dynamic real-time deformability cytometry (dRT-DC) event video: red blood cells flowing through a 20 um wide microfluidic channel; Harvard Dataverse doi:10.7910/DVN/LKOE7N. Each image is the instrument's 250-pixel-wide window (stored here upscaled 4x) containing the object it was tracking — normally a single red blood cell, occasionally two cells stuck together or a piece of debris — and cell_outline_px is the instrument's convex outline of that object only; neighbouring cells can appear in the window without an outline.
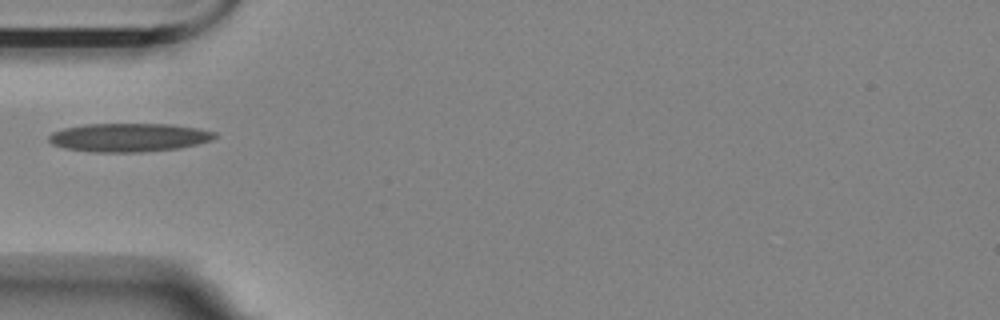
{"species": "Egyptian fruit bat (a non-hibernating species)", "species_latin": "Rousettus aegyptiacus", "temperature_condition": "room temperature", "stored_images_in_passage": 5, "camera_frame_rate_fps": 3000, "um_per_image_px": 0.085, "animal": {"sex": "female"}, "frame": {"image": 1, "passage_image": 5, "time_ms": 4.667, "image_size_px": [1000, 320], "cell_outline_px": [[216, 136], [212, 140], [180, 148], [140, 152], [92, 152], [64, 148], [52, 144], [48, 140], [48, 136], [52, 132], [64, 128], [84, 124], [172, 124], [196, 128], [216, 132]], "centroid_in_image_um": [10.93, 11.68], "position_along_channel_um": 74.1, "area_um2": 27.63}}